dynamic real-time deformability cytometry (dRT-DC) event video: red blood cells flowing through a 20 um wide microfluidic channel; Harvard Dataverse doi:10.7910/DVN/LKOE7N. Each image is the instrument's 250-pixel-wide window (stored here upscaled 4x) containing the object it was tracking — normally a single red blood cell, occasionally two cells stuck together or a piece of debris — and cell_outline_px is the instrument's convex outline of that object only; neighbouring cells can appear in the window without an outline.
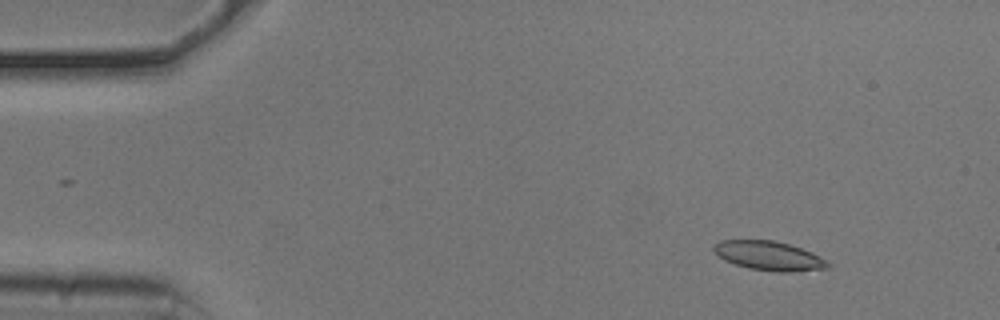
{"species": "common noctule bat (a hibernating species)", "species_latin": "Nyctalus noctula", "temperature_condition": "cold", "stored_images_in_passage": 52, "camera_frame_rate_fps": 3000, "um_per_image_px": 0.085, "animal": {"sex": "male", "body_mass_g": 20.5, "forearm_length_mm": 52.5}, "frame": {"image": 1, "passage_image": 5, "time_ms": 1.333, "image_size_px": [1000, 320], "cell_outline_px": [[832, 264], [828, 268], [792, 272], [776, 272], [748, 268], [724, 260], [712, 248], [712, 244], [720, 240], [776, 240], [812, 252], [820, 256]], "centroid_in_image_um": [65.37, 21.74], "position_along_channel_um": 19.6, "area_um2": 19.48}}
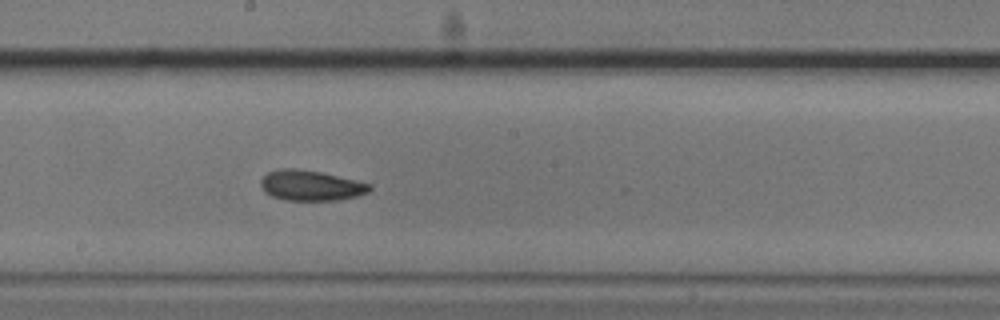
{"frame": {"image": 2, "passage_image": 28, "time_ms": 9.0, "image_size_px": [1000, 320], "cell_outline_px": [[372, 188], [368, 192], [356, 196], [336, 200], [284, 200], [272, 196], [264, 192], [260, 184], [260, 180], [268, 172], [280, 168], [296, 168], [320, 172], [356, 180], [372, 184]], "centroid_in_image_um": [26.4, 15.76], "position_along_channel_um": 221.8, "area_um2": 19.25}}
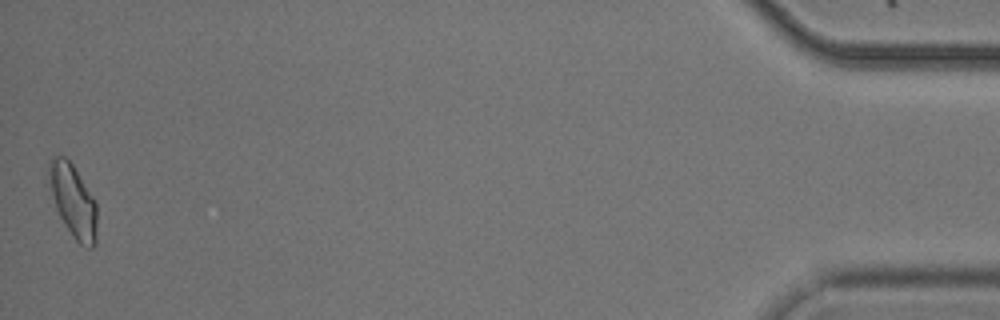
{"frame": {"image": 3, "passage_image": 52, "time_ms": 17.0, "image_size_px": [1000, 320], "cell_outline_px": [[96, 244], [92, 248], [88, 248], [80, 244], [72, 236], [64, 224], [56, 208], [52, 192], [48, 168], [48, 164], [52, 156], [64, 156], [72, 164], [96, 200]], "centroid_in_image_um": [6.24, 17.09], "position_along_channel_um": 429.0, "area_um2": 20.17}, "authors_computed_cell_mechanics": {"area_um2": 19.0162, "velocity_mm_per_s": 3.7615, "shape_relaxation_time_tau1_ms": 5.1636, "shape_relaxation_time_tau2_ms": 7.3066, "deformation_change_tau1": 0.0995, "deformation_change_tau2": 0.1262}}